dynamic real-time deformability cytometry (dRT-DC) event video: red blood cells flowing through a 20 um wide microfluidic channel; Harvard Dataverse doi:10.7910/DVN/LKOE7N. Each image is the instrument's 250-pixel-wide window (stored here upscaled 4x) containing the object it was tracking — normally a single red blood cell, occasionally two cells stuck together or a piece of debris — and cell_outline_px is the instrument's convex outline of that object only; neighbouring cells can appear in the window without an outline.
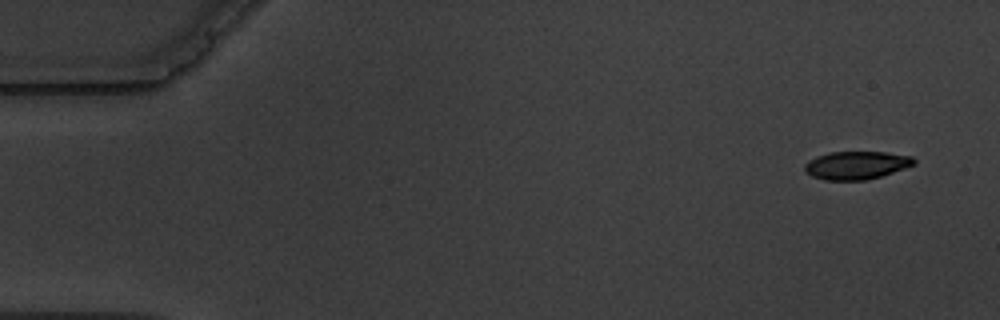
{"species": "common noctule bat (a hibernating species)", "species_latin": "Nyctalus noctula", "temperature_condition": "warm", "stored_images_in_passage": 7, "camera_frame_rate_fps": 3000, "um_per_image_px": 0.085, "animal": {"sex": "male", "body_mass_g": 19.5, "forearm_length_mm": 54.6}, "frame": {"image": 1, "passage_image": 1, "time_ms": 0.0, "image_size_px": [1000, 320], "cell_outline_px": [[916, 164], [880, 176], [864, 180], [824, 180], [812, 176], [804, 172], [804, 164], [808, 160], [816, 156], [828, 152], [884, 152], [912, 156], [916, 160]], "centroid_in_image_um": [72.75, 14.04], "position_along_channel_um": 12.2, "area_um2": 17.92}}
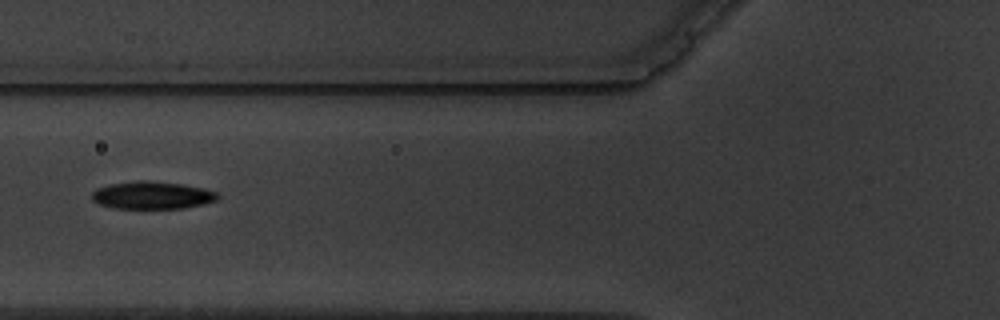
{"frame": {"image": 2, "passage_image": 6, "time_ms": 6.333, "image_size_px": [1000, 320], "cell_outline_px": [[220, 196], [216, 200], [204, 204], [184, 208], [112, 208], [100, 204], [92, 200], [92, 192], [96, 188], [108, 184], [136, 180], [152, 180], [184, 184], [204, 188], [220, 192]], "centroid_in_image_um": [12.96, 16.58], "position_along_channel_um": 112.8, "area_um2": 20.58}}
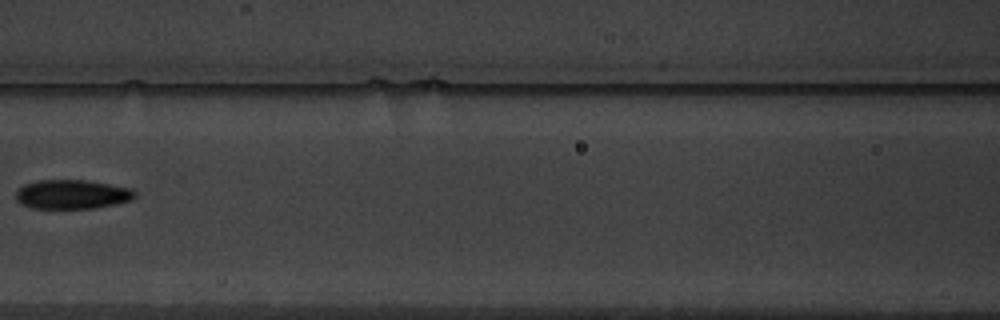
{"frame": {"image": 3, "passage_image": 7, "time_ms": 7.667, "image_size_px": [1000, 320], "cell_outline_px": [[136, 196], [132, 200], [116, 204], [92, 208], [32, 208], [20, 204], [16, 200], [16, 192], [24, 184], [36, 180], [84, 180], [132, 188], [136, 192]], "centroid_in_image_um": [6.12, 16.52], "position_along_channel_um": 160.5, "area_um2": 20.29}}